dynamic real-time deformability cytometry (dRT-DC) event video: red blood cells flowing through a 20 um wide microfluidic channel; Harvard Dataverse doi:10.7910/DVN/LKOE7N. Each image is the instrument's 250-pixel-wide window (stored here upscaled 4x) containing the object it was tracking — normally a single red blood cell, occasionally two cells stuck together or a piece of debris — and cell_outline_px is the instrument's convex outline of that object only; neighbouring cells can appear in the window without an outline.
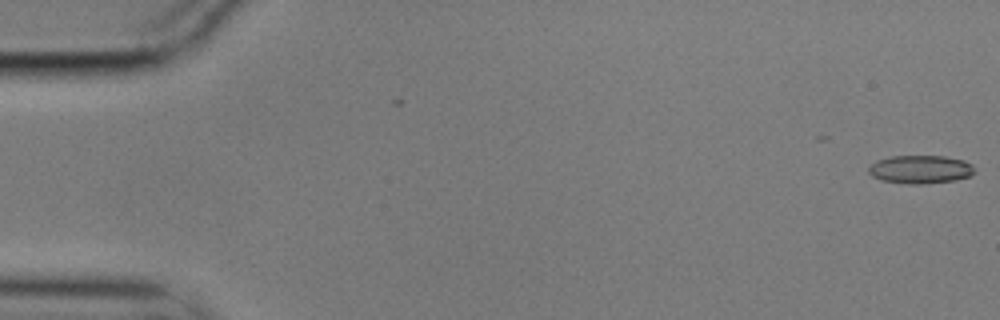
{"species": "common noctule bat (a hibernating species)", "species_latin": "Nyctalus noctula", "temperature_condition": "cold", "stored_images_in_passage": 17, "camera_frame_rate_fps": 3000, "um_per_image_px": 0.085, "animal": {"sex": "male", "body_mass_g": 17.9}, "frame": {"image": 1, "passage_image": 1, "time_ms": 0.0, "image_size_px": [1000, 320], "cell_outline_px": [[976, 172], [972, 176], [956, 180], [924, 184], [908, 184], [880, 180], [872, 176], [868, 172], [868, 168], [876, 160], [892, 156], [944, 156], [964, 160], [972, 164]], "centroid_in_image_um": [78.26, 14.4], "position_along_channel_um": 6.7, "area_um2": 17.69}}
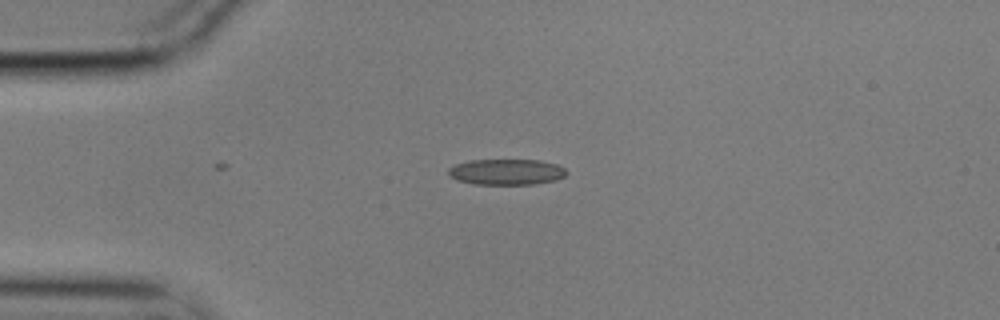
{"frame": {"image": 2, "passage_image": 14, "time_ms": 4.333, "image_size_px": [1000, 320], "cell_outline_px": [[568, 172], [564, 176], [556, 180], [532, 184], [472, 184], [456, 180], [448, 176], [448, 168], [456, 164], [468, 160], [540, 160], [556, 164], [564, 168]], "centroid_in_image_um": [43.01, 14.61], "position_along_channel_um": 42.0, "area_um2": 17.86}}